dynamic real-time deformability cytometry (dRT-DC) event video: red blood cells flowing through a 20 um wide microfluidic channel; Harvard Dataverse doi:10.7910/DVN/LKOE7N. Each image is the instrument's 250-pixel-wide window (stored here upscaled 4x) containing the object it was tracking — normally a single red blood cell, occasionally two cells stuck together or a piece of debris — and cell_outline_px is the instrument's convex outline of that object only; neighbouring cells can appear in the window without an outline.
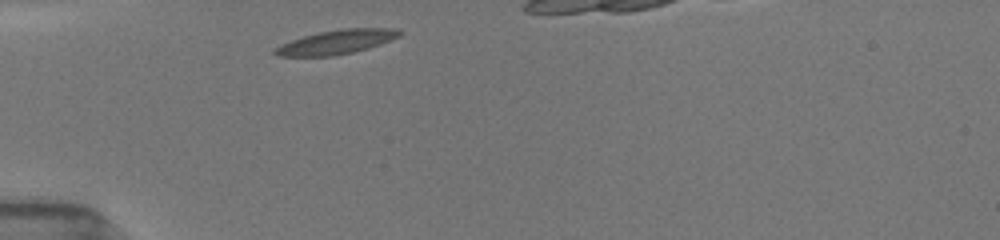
{"species": "common noctule bat (a hibernating species)", "species_latin": "Nyctalus noctula", "temperature_condition": "room temperature", "stored_images_in_passage": 47, "camera_frame_rate_fps": 3000, "um_per_image_px": 0.085, "animal": {"sex": "female", "body_mass_g": 19.5, "forearm_length_mm": 54.1}, "frame": {"image": 1, "passage_image": 1, "time_ms": 0.0, "image_size_px": [1000, 240], "cell_outline_px": [[404, 32], [400, 36], [380, 44], [368, 48], [352, 52], [332, 56], [276, 56], [272, 52], [272, 48], [280, 44], [316, 32], [344, 28], [396, 28]], "centroid_in_image_um": [28.57, 3.56], "position_along_channel_um": 56.4, "area_um2": 17.69}}
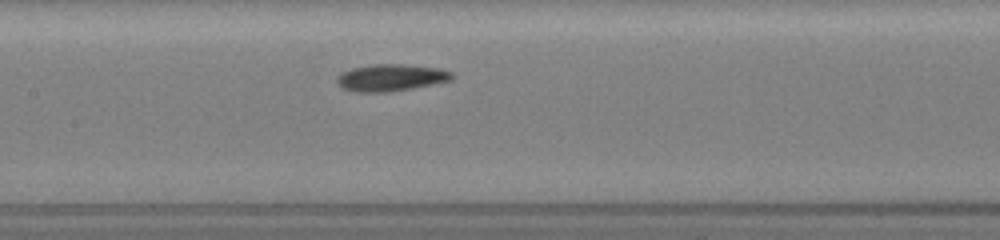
{"frame": {"image": 2, "passage_image": 17, "time_ms": 3.333, "image_size_px": [1000, 240], "cell_outline_px": [[456, 76], [452, 80], [412, 88], [388, 92], [356, 92], [344, 88], [336, 80], [336, 76], [340, 72], [352, 68], [372, 64], [400, 64], [440, 68], [452, 72]], "centroid_in_image_um": [33.24, 6.59], "position_along_channel_um": 174.2, "area_um2": 18.09}}
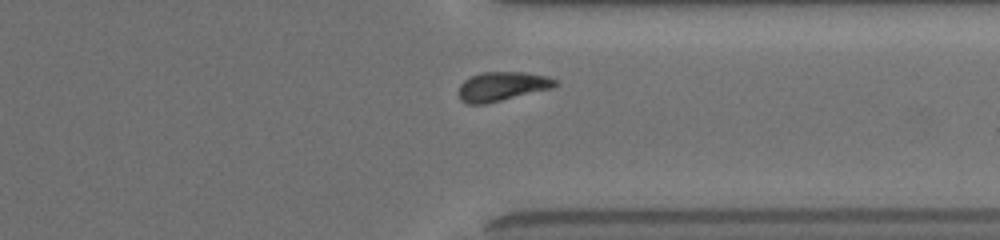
{"frame": {"image": 3, "passage_image": 42, "time_ms": 8.333, "image_size_px": [1000, 240], "cell_outline_px": [[560, 84], [552, 88], [484, 104], [464, 104], [460, 100], [460, 84], [464, 80], [480, 72], [524, 72], [548, 76], [556, 80]], "centroid_in_image_um": [42.69, 7.33], "position_along_channel_um": 368.7, "area_um2": 16.36}}